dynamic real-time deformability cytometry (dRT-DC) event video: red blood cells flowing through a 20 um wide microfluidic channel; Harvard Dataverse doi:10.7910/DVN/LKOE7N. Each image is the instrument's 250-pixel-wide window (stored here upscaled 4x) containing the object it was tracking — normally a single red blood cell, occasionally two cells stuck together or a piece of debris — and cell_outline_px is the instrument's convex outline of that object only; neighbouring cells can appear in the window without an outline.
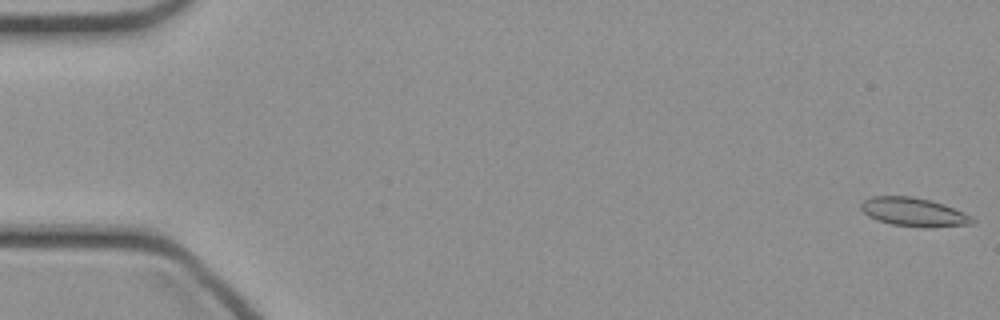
{"species": "common noctule bat (a hibernating species)", "species_latin": "Nyctalus noctula", "temperature_condition": "cold", "stored_images_in_passage": 47, "camera_frame_rate_fps": 3000, "um_per_image_px": 0.085, "animal": {"sex": "female", "body_mass_g": 21.9}, "frame": {"image": 1, "passage_image": 1, "time_ms": 0.0, "image_size_px": [1000, 320], "cell_outline_px": [[976, 224], [928, 228], [924, 228], [892, 224], [876, 220], [868, 216], [860, 208], [860, 204], [864, 200], [872, 196], [912, 196], [944, 204], [964, 212], [972, 216], [976, 220]], "centroid_in_image_um": [77.71, 18.04], "position_along_channel_um": 7.3, "area_um2": 18.84}}
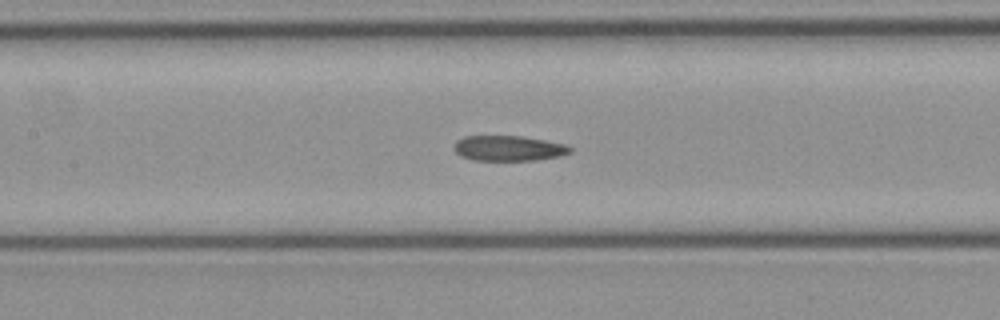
{"frame": {"image": 2, "passage_image": 22, "time_ms": 7.0, "image_size_px": [1000, 320], "cell_outline_px": [[572, 152], [560, 156], [536, 160], [472, 160], [460, 156], [452, 148], [456, 140], [464, 136], [524, 136], [568, 144], [572, 148]], "centroid_in_image_um": [43.24, 12.6], "position_along_channel_um": 164.2, "area_um2": 17.4}}
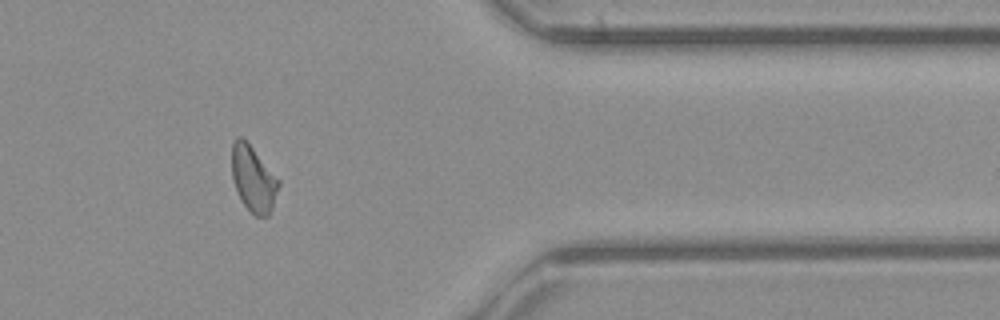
{"frame": {"image": 3, "passage_image": 39, "time_ms": 12.667, "image_size_px": [1000, 320], "cell_outline_px": [[280, 184], [272, 208], [268, 216], [256, 216], [244, 204], [236, 188], [232, 176], [232, 144], [236, 136], [240, 136], [252, 148], [280, 180]], "centroid_in_image_um": [21.54, 15.2], "position_along_channel_um": 389.9, "area_um2": 17.51}}